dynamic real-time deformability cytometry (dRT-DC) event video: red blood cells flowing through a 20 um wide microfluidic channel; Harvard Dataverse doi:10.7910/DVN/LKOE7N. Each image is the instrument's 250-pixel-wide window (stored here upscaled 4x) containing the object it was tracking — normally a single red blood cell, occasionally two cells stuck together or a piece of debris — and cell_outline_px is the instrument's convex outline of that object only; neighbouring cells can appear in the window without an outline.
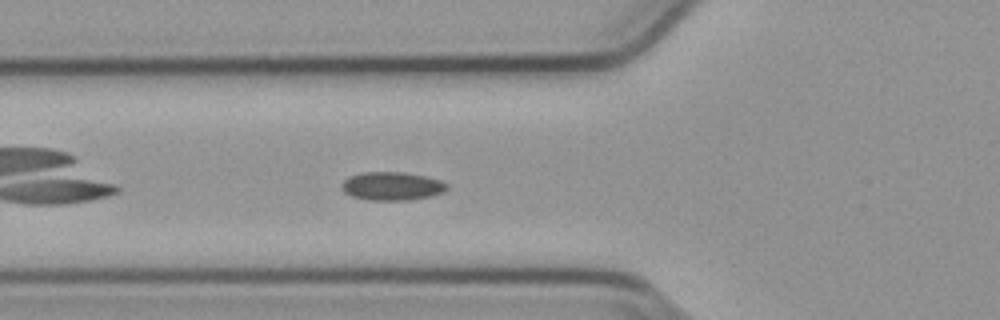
{"species": "common noctule bat (a hibernating species)", "species_latin": "Nyctalus noctula", "temperature_condition": "cold", "stored_images_in_passage": 41, "camera_frame_rate_fps": 3000, "um_per_image_px": 0.085, "animal": {"sex": "male", "body_mass_g": 23.1, "forearm_length_mm": 52.7}, "frame": {"image": 1, "passage_image": 5, "time_ms": 1.333, "image_size_px": [1000, 320], "cell_outline_px": [[448, 188], [444, 192], [432, 196], [408, 200], [368, 200], [352, 196], [344, 192], [340, 184], [348, 176], [360, 172], [404, 172], [424, 176], [440, 180], [448, 184]], "centroid_in_image_um": [33.31, 15.81], "position_along_channel_um": 92.5, "area_um2": 17.57}}
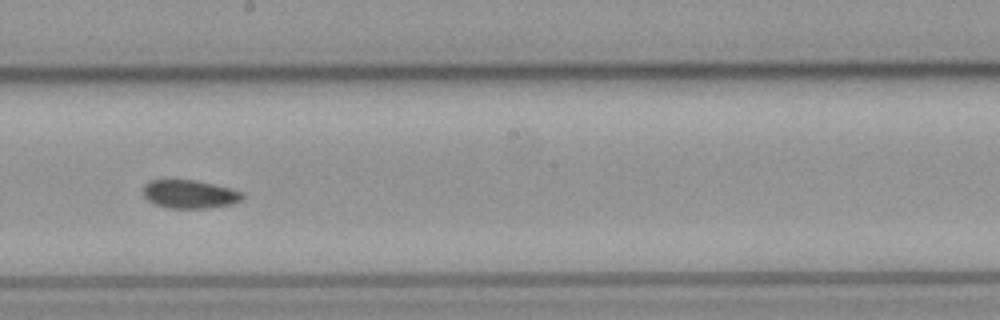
{"frame": {"image": 2, "passage_image": 16, "time_ms": 5.0, "image_size_px": [1000, 320], "cell_outline_px": [[244, 196], [240, 200], [232, 204], [208, 208], [168, 208], [156, 204], [148, 200], [144, 196], [144, 184], [148, 180], [196, 180], [244, 192]], "centroid_in_image_um": [16.11, 16.5], "position_along_channel_um": 232.1, "area_um2": 16.3}}
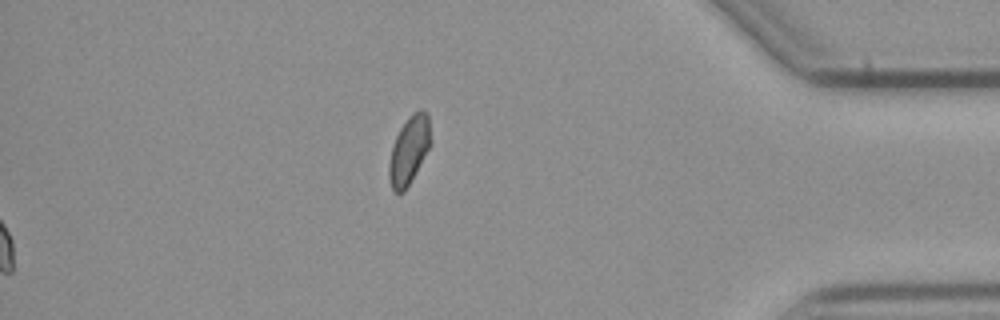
{"frame": {"image": 3, "passage_image": 41, "time_ms": 13.333, "image_size_px": [1000, 320], "cell_outline_px": [[432, 144], [404, 192], [392, 192], [388, 176], [388, 164], [392, 144], [400, 128], [408, 116], [412, 112], [420, 108], [428, 112], [432, 140]], "centroid_in_image_um": [34.78, 12.73], "position_along_channel_um": 400.4, "area_um2": 16.94}, "authors_computed_cell_mechanics": {"area_um2": 16.473, "velocity_mm_per_s": 3.7855, "shape_relaxation_time_tau1_ms": null, "shape_relaxation_time_tau2_ms": 10.7549, "deformation_change_tau1": null, "deformation_change_tau2": 0.1089}}